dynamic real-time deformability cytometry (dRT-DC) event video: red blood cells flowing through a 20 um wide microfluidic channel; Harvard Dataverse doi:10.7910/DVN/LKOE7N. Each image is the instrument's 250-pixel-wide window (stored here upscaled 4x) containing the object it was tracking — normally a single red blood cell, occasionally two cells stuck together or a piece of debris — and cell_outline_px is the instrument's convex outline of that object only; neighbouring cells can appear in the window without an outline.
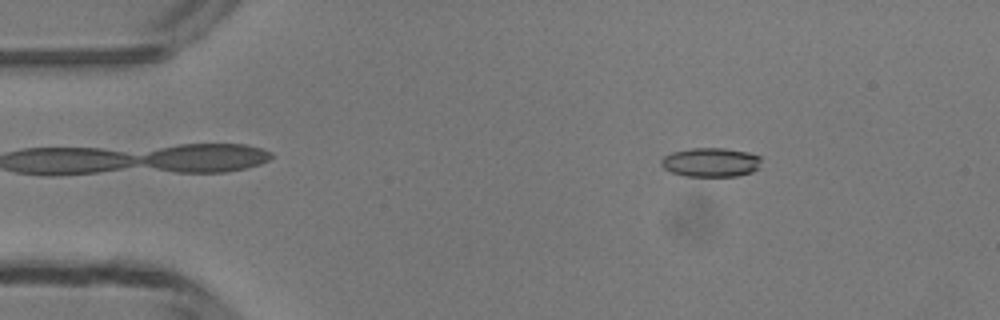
{"species": "common noctule bat (a hibernating species)", "species_latin": "Nyctalus noctula", "temperature_condition": "room temperature", "stored_images_in_passage": 42, "camera_frame_rate_fps": 3000, "um_per_image_px": 0.085, "animal": {"sex": "male", "body_mass_g": 13.3}, "frame": {"image": 1, "passage_image": 1, "time_ms": 0.0, "image_size_px": [1000, 320], "cell_outline_px": [[760, 168], [752, 172], [736, 176], [684, 176], [672, 172], [664, 168], [660, 164], [660, 160], [664, 156], [672, 152], [692, 148], [724, 148], [748, 152], [760, 156]], "centroid_in_image_um": [60.42, 13.79], "position_along_channel_um": 24.6, "area_um2": 17.05}}
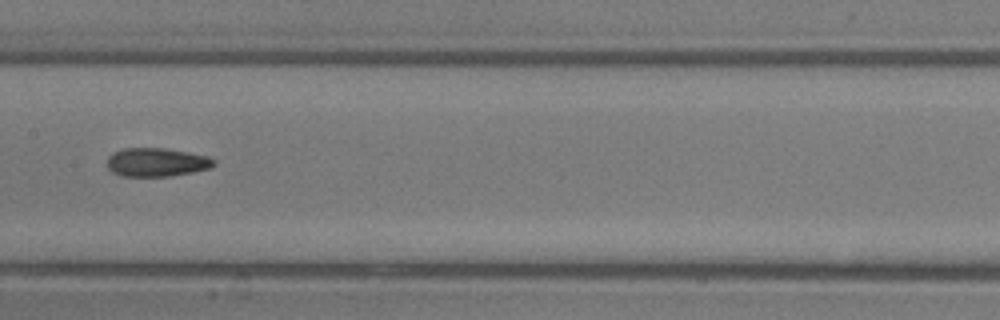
{"frame": {"image": 2, "passage_image": 18, "time_ms": 5.667, "image_size_px": [1000, 320], "cell_outline_px": [[216, 164], [212, 168], [192, 172], [168, 176], [120, 176], [112, 172], [108, 168], [108, 156], [112, 152], [124, 148], [164, 148], [188, 152], [208, 156], [216, 160]], "centroid_in_image_um": [13.32, 13.79], "position_along_channel_um": 194.1, "area_um2": 17.92}}
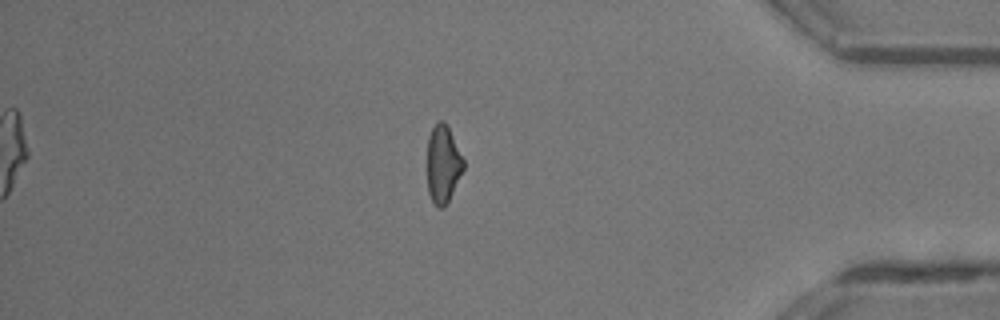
{"frame": {"image": 3, "passage_image": 35, "time_ms": 11.333, "image_size_px": [1000, 320], "cell_outline_px": [[464, 168], [444, 208], [440, 208], [432, 200], [428, 192], [428, 136], [432, 128], [440, 120], [444, 120], [464, 160]], "centroid_in_image_um": [37.65, 13.94], "position_along_channel_um": 397.6, "area_um2": 15.95}, "authors_computed_cell_mechanics": {"area_um2": 17.2822, "velocity_mm_per_s": 4.227, "shape_relaxation_time_tau1_ms": null, "shape_relaxation_time_tau2_ms": 3.6036, "deformation_change_tau1": null, "deformation_change_tau2": 0.1185}}